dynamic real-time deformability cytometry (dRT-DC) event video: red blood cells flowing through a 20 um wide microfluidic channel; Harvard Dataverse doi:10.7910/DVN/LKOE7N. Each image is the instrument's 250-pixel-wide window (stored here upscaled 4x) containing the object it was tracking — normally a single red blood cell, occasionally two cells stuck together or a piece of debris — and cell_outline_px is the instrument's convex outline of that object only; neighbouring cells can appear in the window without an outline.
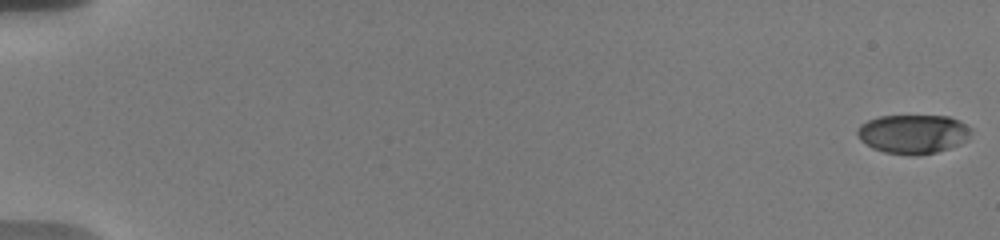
{"species": "human", "species_latin": "Homo sapiens", "temperature_condition": "warm", "stored_images_in_passage": 85, "camera_frame_rate_fps": 3000, "um_per_image_px": 0.085, "donor": {"sex": "male"}, "frame": {"image": 1, "passage_image": 1, "time_ms": 0.0, "image_size_px": [1000, 240], "cell_outline_px": [[968, 136], [964, 140], [948, 148], [936, 152], [916, 156], [884, 152], [872, 148], [860, 140], [856, 132], [860, 124], [868, 120], [880, 116], [948, 116], [964, 124], [968, 128]], "centroid_in_image_um": [77.52, 11.39], "position_along_channel_um": 7.5, "area_um2": 25.43}}
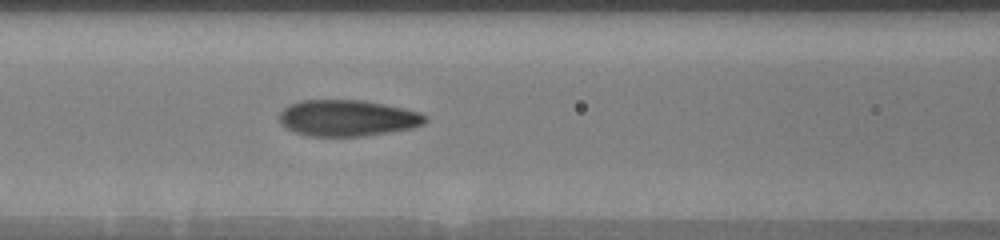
{"frame": {"image": 2, "passage_image": 75, "time_ms": 8.667, "image_size_px": [1000, 240], "cell_outline_px": [[428, 120], [424, 124], [412, 128], [364, 136], [308, 136], [296, 132], [288, 128], [280, 120], [280, 112], [284, 108], [300, 100], [360, 100], [384, 104], [420, 112]], "centroid_in_image_um": [29.56, 10.03], "position_along_channel_um": 137.0, "area_um2": 30.52}}
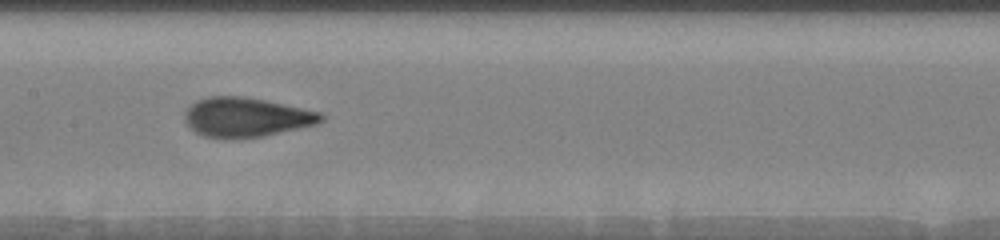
{"frame": {"image": 3, "passage_image": 84, "time_ms": 10.0, "image_size_px": [1000, 240], "cell_outline_px": [[324, 120], [316, 124], [260, 136], [204, 136], [196, 132], [184, 120], [184, 112], [196, 100], [208, 96], [244, 96], [264, 100], [320, 112], [324, 116]], "centroid_in_image_um": [20.91, 9.92], "position_along_channel_um": 186.5, "area_um2": 30.35}}